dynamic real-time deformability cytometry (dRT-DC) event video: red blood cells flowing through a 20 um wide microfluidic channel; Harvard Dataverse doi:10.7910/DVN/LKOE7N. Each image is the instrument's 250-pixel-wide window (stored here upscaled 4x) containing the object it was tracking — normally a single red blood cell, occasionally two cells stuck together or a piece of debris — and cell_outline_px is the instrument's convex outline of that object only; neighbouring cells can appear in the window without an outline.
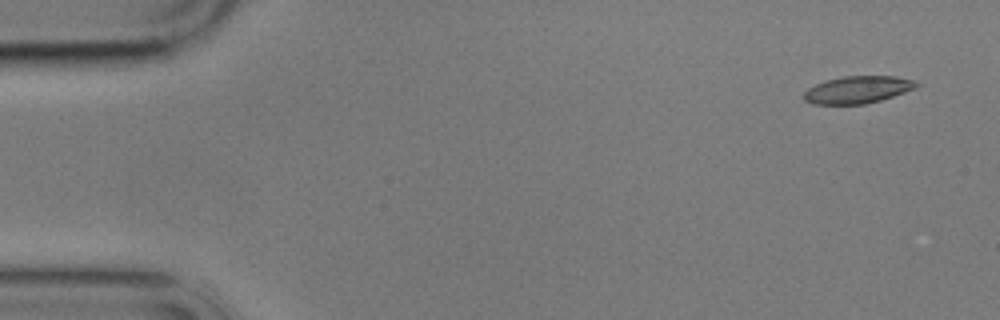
{"species": "common noctule bat (a hibernating species)", "species_latin": "Nyctalus noctula", "temperature_condition": "cold", "stored_images_in_passage": 7, "camera_frame_rate_fps": 3000, "um_per_image_px": 0.085, "animal": {"sex": "male", "body_mass_g": 17.9}, "frame": {"image": 1, "passage_image": 1, "time_ms": 0.0, "image_size_px": [1000, 320], "cell_outline_px": [[920, 84], [916, 88], [880, 100], [864, 104], [812, 104], [804, 100], [804, 92], [808, 88], [816, 84], [828, 80], [844, 76], [896, 76], [916, 80]], "centroid_in_image_um": [72.92, 7.62], "position_along_channel_um": 12.1, "area_um2": 17.8}}
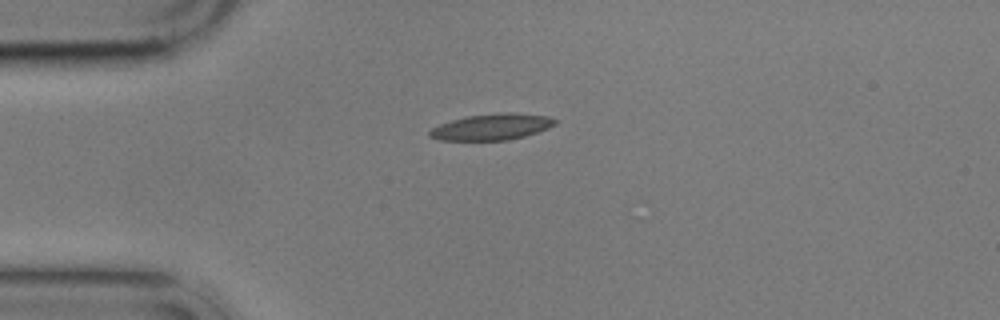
{"frame": {"image": 2, "passage_image": 4, "time_ms": 3.667, "image_size_px": [1000, 320], "cell_outline_px": [[556, 124], [548, 128], [524, 136], [508, 140], [440, 140], [428, 136], [428, 132], [432, 128], [440, 124], [464, 116], [508, 112], [512, 112], [548, 116], [556, 120]], "centroid_in_image_um": [41.79, 10.78], "position_along_channel_um": 43.2, "area_um2": 19.07}}
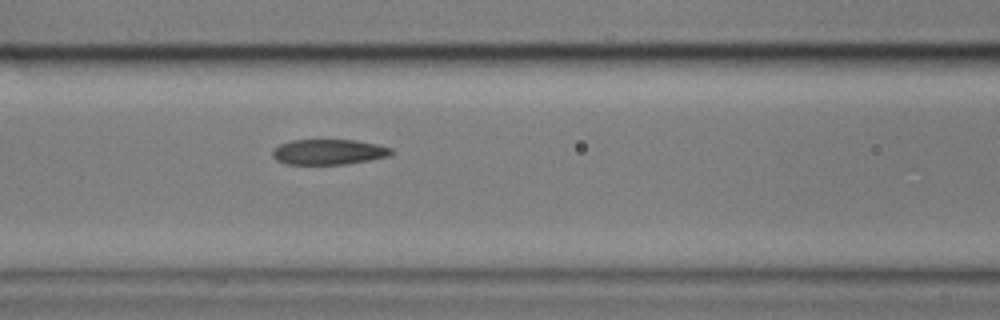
{"frame": {"image": 3, "passage_image": 7, "time_ms": 7.0, "image_size_px": [1000, 320], "cell_outline_px": [[392, 152], [388, 156], [368, 160], [344, 164], [288, 164], [276, 160], [272, 156], [272, 152], [280, 144], [292, 140], [356, 140], [376, 144], [392, 148]], "centroid_in_image_um": [27.92, 12.91], "position_along_channel_um": 138.7, "area_um2": 17.34}}